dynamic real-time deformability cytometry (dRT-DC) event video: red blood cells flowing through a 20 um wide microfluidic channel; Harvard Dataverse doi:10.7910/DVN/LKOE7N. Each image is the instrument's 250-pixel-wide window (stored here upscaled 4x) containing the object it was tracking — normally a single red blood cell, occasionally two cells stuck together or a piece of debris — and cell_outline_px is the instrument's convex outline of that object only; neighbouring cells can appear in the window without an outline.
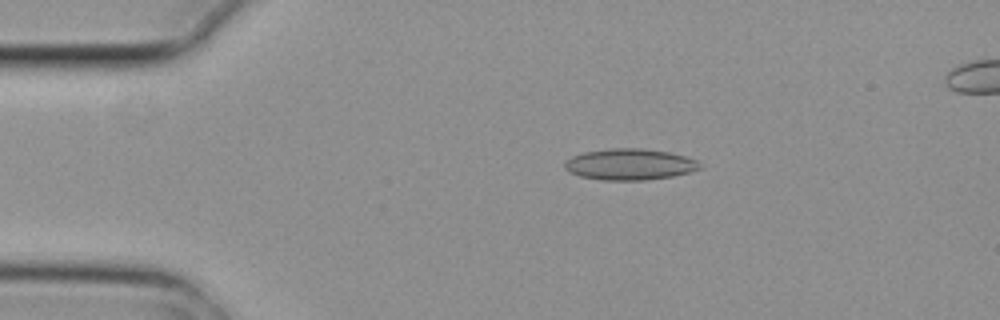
{"species": "common noctule bat (a hibernating species)", "species_latin": "Nyctalus noctula", "temperature_condition": "cold", "stored_images_in_passage": 8, "camera_frame_rate_fps": 3000, "um_per_image_px": 0.085, "animal": {"sex": "female", "body_mass_g": 29.2, "forearm_length_mm": 56.3}, "frame": {"image": 1, "passage_image": 3, "time_ms": 0.667, "image_size_px": [1000, 320], "cell_outline_px": [[704, 168], [672, 176], [644, 180], [604, 180], [580, 176], [568, 172], [564, 168], [564, 164], [572, 156], [584, 152], [608, 148], [644, 148], [668, 152], [684, 156], [696, 160]], "centroid_in_image_um": [53.52, 13.96], "position_along_channel_um": 31.5, "area_um2": 24.57}}
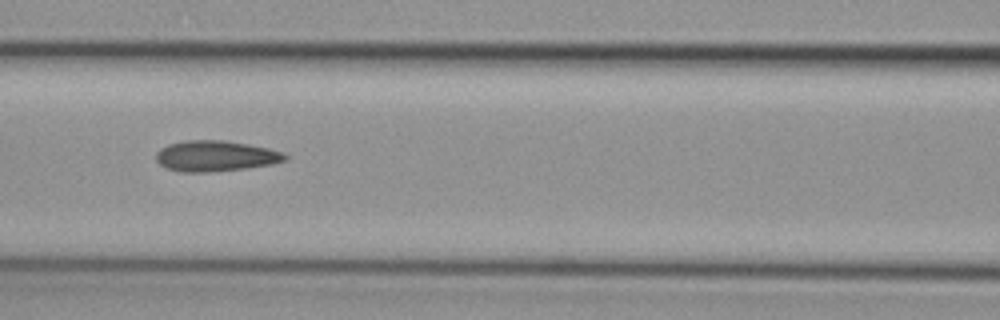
{"frame": {"image": 2, "passage_image": 6, "time_ms": 1.667, "image_size_px": [1000, 320], "cell_outline_px": [[288, 160], [272, 164], [248, 168], [212, 172], [180, 172], [164, 168], [156, 160], [156, 152], [160, 148], [168, 144], [184, 140], [224, 140], [248, 144], [268, 148], [284, 152], [288, 156]], "centroid_in_image_um": [18.32, 13.26], "position_along_channel_um": 148.3, "area_um2": 23.47}}
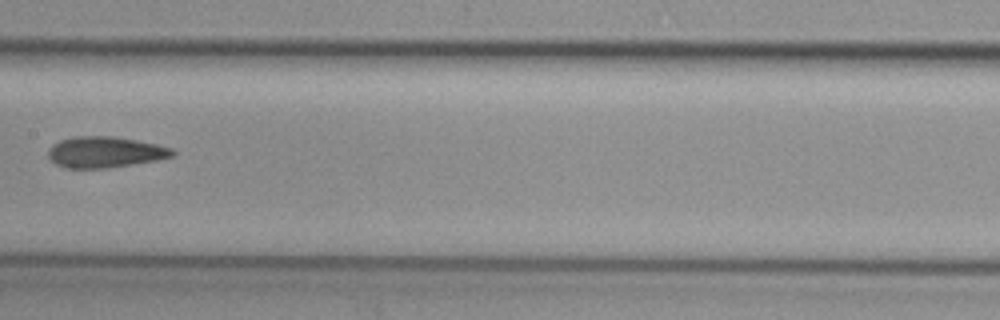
{"frame": {"image": 3, "passage_image": 7, "time_ms": 2.0, "image_size_px": [1000, 320], "cell_outline_px": [[176, 152], [172, 156], [156, 160], [108, 168], [64, 168], [56, 164], [48, 156], [48, 148], [52, 144], [60, 140], [72, 136], [112, 136], [136, 140], [156, 144], [172, 148]], "centroid_in_image_um": [8.89, 12.92], "position_along_channel_um": 198.5, "area_um2": 22.48}}